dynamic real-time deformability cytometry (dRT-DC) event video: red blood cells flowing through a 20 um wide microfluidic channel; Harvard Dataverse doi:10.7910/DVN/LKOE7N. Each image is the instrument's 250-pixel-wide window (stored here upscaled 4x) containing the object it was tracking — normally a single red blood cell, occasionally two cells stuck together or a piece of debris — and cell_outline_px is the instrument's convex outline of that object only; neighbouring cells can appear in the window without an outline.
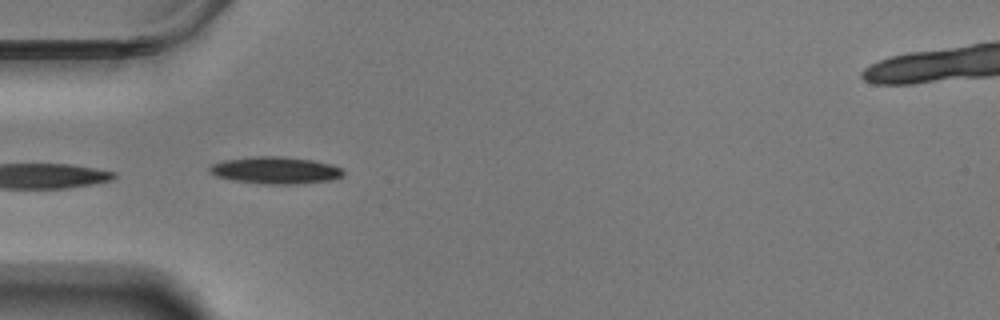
{"species": "Egyptian fruit bat (a non-hibernating species)", "species_latin": "Rousettus aegyptiacus", "temperature_condition": "warm", "stored_images_in_passage": 22, "camera_frame_rate_fps": 3000, "um_per_image_px": 0.085, "animal": {"sex": "male"}, "frame": {"image": 1, "passage_image": 1, "time_ms": 0.0, "image_size_px": [1000, 320], "cell_outline_px": [[344, 176], [332, 180], [296, 184], [268, 184], [236, 180], [216, 176], [208, 172], [208, 168], [212, 164], [224, 160], [256, 156], [284, 156], [312, 160], [332, 164], [344, 168]], "centroid_in_image_um": [23.47, 14.46], "position_along_channel_um": 61.5, "area_um2": 21.15}}